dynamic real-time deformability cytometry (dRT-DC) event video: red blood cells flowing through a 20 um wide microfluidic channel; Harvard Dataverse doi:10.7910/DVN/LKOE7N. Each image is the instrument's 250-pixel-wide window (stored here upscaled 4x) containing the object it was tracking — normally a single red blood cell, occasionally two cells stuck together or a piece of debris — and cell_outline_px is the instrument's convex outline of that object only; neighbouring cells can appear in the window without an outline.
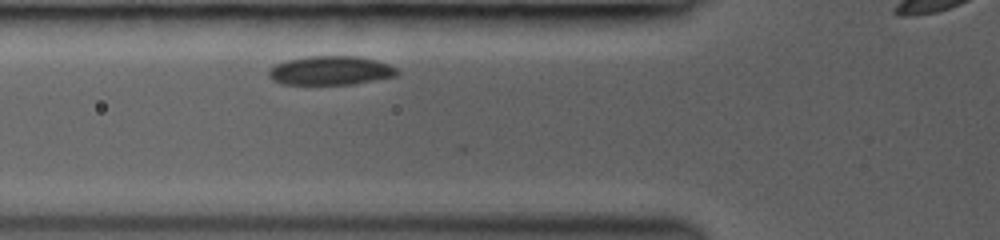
{"species": "common noctule bat (a hibernating species)", "species_latin": "Nyctalus noctula", "temperature_condition": "room temperature", "stored_images_in_passage": 21, "segment_of_instrument_passage": [1, 2], "camera_frame_rate_fps": 3000, "um_per_image_px": 0.085, "animal": {"sex": "female", "body_mass_g": 19.0, "forearm_length_mm": 53.3}, "frame": {"image": 1, "passage_image": 2, "time_ms": 0.333, "image_size_px": [1000, 240], "cell_outline_px": [[400, 72], [396, 76], [352, 84], [280, 84], [272, 80], [268, 76], [268, 72], [276, 64], [288, 60], [308, 56], [360, 56], [376, 60], [388, 64], [396, 68]], "centroid_in_image_um": [28.11, 5.99], "position_along_channel_um": 97.7, "area_um2": 21.62}}
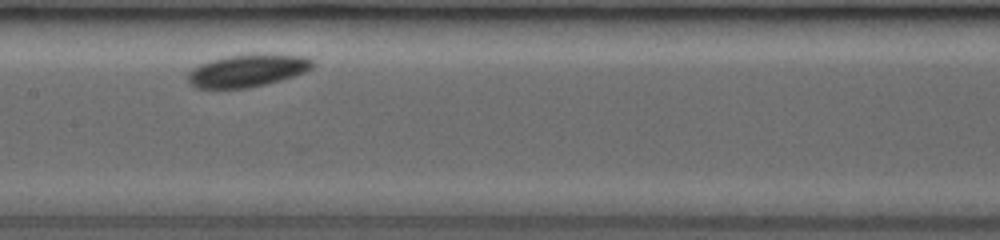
{"frame": {"image": 2, "passage_image": 7, "time_ms": 2.667, "image_size_px": [1000, 240], "cell_outline_px": [[316, 64], [312, 68], [304, 72], [280, 80], [264, 84], [244, 88], [196, 88], [188, 84], [188, 72], [192, 68], [200, 64], [212, 60], [228, 56], [264, 52], [304, 56], [312, 60]], "centroid_in_image_um": [21.04, 5.97], "position_along_channel_um": 186.4, "area_um2": 23.81}}
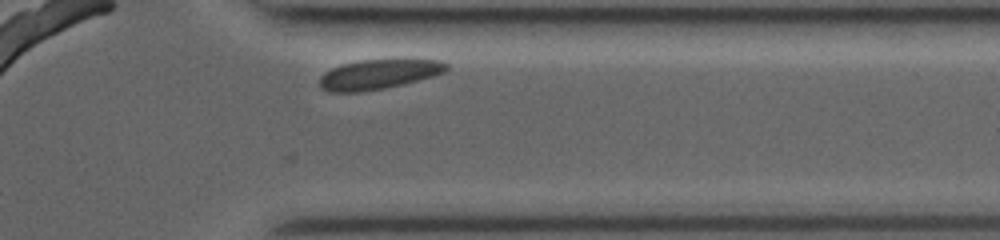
{"frame": {"image": 3, "passage_image": 18, "time_ms": 7.667, "image_size_px": [1000, 240], "cell_outline_px": [[448, 68], [444, 72], [432, 76], [404, 84], [384, 88], [360, 92], [328, 92], [320, 88], [320, 76], [324, 72], [340, 64], [360, 60], [440, 60], [448, 64]], "centroid_in_image_um": [32.13, 6.32], "position_along_channel_um": 379.3, "area_um2": 21.91}}